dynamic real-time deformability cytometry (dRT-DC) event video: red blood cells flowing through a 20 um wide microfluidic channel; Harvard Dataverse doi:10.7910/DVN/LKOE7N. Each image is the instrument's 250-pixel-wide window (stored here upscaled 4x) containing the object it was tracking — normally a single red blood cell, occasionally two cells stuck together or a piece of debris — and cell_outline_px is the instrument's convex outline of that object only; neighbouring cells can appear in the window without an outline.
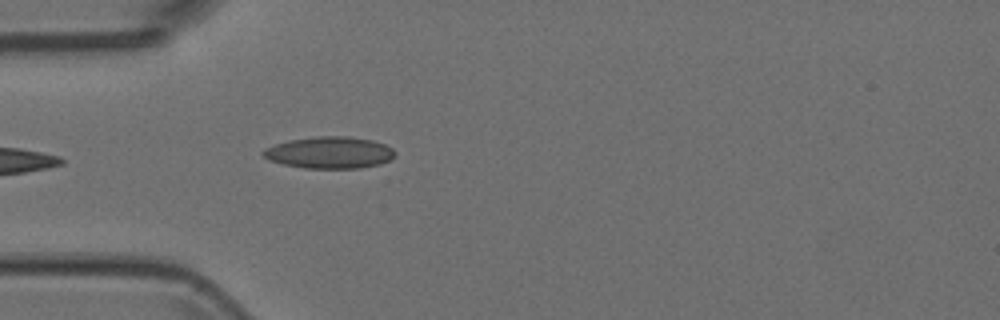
{"species": "Egyptian fruit bat (a non-hibernating species)", "species_latin": "Rousettus aegyptiacus", "temperature_condition": "room temperature", "stored_images_in_passage": 5, "camera_frame_rate_fps": 3000, "um_per_image_px": 0.085, "animal": {"sex": "female"}, "frame": {"image": 1, "passage_image": 5, "time_ms": 1.333, "image_size_px": [1000, 320], "cell_outline_px": [[396, 152], [388, 160], [380, 164], [360, 168], [304, 168], [284, 164], [268, 160], [260, 152], [264, 148], [288, 140], [320, 136], [348, 136], [372, 140], [384, 144], [392, 148]], "centroid_in_image_um": [27.98, 12.96], "position_along_channel_um": 57.0, "area_um2": 24.33}}